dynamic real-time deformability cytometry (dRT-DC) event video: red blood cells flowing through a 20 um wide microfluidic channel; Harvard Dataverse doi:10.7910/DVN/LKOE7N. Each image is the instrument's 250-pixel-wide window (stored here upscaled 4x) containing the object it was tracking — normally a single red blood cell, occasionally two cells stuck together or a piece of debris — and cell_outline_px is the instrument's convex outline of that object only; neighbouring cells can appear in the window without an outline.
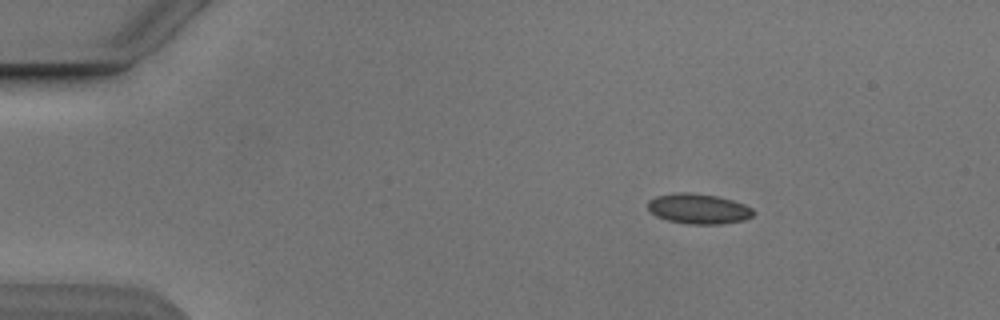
{"species": "Egyptian fruit bat (a non-hibernating species)", "species_latin": "Rousettus aegyptiacus", "temperature_condition": "cold", "stored_images_in_passage": 3, "camera_frame_rate_fps": 3000, "um_per_image_px": 0.085, "animal": {"sex": "male"}, "frame": {"image": 1, "passage_image": 1, "time_ms": 0.0, "image_size_px": [1000, 320], "cell_outline_px": [[752, 216], [744, 220], [720, 224], [688, 224], [668, 220], [656, 216], [648, 208], [648, 200], [656, 196], [676, 192], [688, 192], [716, 196], [732, 200], [744, 204], [752, 208]], "centroid_in_image_um": [59.35, 17.74], "position_along_channel_um": 25.7, "area_um2": 18.44}}